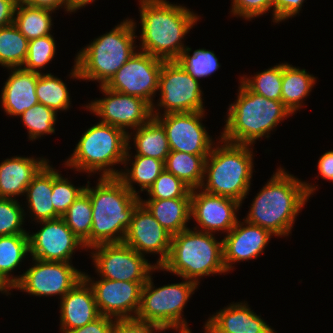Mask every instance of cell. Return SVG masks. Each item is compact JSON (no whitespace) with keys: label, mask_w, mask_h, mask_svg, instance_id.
I'll use <instances>...</instances> for the list:
<instances>
[{"label":"cell","mask_w":333,"mask_h":333,"mask_svg":"<svg viewBox=\"0 0 333 333\" xmlns=\"http://www.w3.org/2000/svg\"><path fill=\"white\" fill-rule=\"evenodd\" d=\"M147 200L191 198V188L172 173L164 170L146 191Z\"/></svg>","instance_id":"obj_40"},{"label":"cell","mask_w":333,"mask_h":333,"mask_svg":"<svg viewBox=\"0 0 333 333\" xmlns=\"http://www.w3.org/2000/svg\"><path fill=\"white\" fill-rule=\"evenodd\" d=\"M29 40L12 23L0 28V65L22 67L28 54Z\"/></svg>","instance_id":"obj_33"},{"label":"cell","mask_w":333,"mask_h":333,"mask_svg":"<svg viewBox=\"0 0 333 333\" xmlns=\"http://www.w3.org/2000/svg\"><path fill=\"white\" fill-rule=\"evenodd\" d=\"M52 13L50 9L17 4L13 24L28 40L48 36L52 33Z\"/></svg>","instance_id":"obj_32"},{"label":"cell","mask_w":333,"mask_h":333,"mask_svg":"<svg viewBox=\"0 0 333 333\" xmlns=\"http://www.w3.org/2000/svg\"><path fill=\"white\" fill-rule=\"evenodd\" d=\"M17 4H26L34 7L50 9L52 11L64 8V10L71 14L69 0H16Z\"/></svg>","instance_id":"obj_47"},{"label":"cell","mask_w":333,"mask_h":333,"mask_svg":"<svg viewBox=\"0 0 333 333\" xmlns=\"http://www.w3.org/2000/svg\"><path fill=\"white\" fill-rule=\"evenodd\" d=\"M215 234L185 229L172 236L168 259L158 270L200 284V278L226 273L223 262V240Z\"/></svg>","instance_id":"obj_7"},{"label":"cell","mask_w":333,"mask_h":333,"mask_svg":"<svg viewBox=\"0 0 333 333\" xmlns=\"http://www.w3.org/2000/svg\"><path fill=\"white\" fill-rule=\"evenodd\" d=\"M130 145L131 144L128 143L123 163V168L125 169H121L118 178L129 191L140 197L139 192L147 191L158 176L165 170V166L164 161L152 157L141 155L132 156V152L129 151L132 148ZM131 157H133L134 160ZM130 160H132L131 165L129 163ZM128 164L130 165V168H128ZM133 183H136L137 185L139 184L138 186L141 187L139 191L136 190Z\"/></svg>","instance_id":"obj_28"},{"label":"cell","mask_w":333,"mask_h":333,"mask_svg":"<svg viewBox=\"0 0 333 333\" xmlns=\"http://www.w3.org/2000/svg\"><path fill=\"white\" fill-rule=\"evenodd\" d=\"M204 328L206 333H277L245 301L232 302L212 314Z\"/></svg>","instance_id":"obj_21"},{"label":"cell","mask_w":333,"mask_h":333,"mask_svg":"<svg viewBox=\"0 0 333 333\" xmlns=\"http://www.w3.org/2000/svg\"><path fill=\"white\" fill-rule=\"evenodd\" d=\"M316 189L315 185L301 181L280 166L256 194L244 219L274 236H288L296 216Z\"/></svg>","instance_id":"obj_1"},{"label":"cell","mask_w":333,"mask_h":333,"mask_svg":"<svg viewBox=\"0 0 333 333\" xmlns=\"http://www.w3.org/2000/svg\"><path fill=\"white\" fill-rule=\"evenodd\" d=\"M217 143L206 158L200 189L243 203L251 188L254 146L233 144L220 138Z\"/></svg>","instance_id":"obj_6"},{"label":"cell","mask_w":333,"mask_h":333,"mask_svg":"<svg viewBox=\"0 0 333 333\" xmlns=\"http://www.w3.org/2000/svg\"><path fill=\"white\" fill-rule=\"evenodd\" d=\"M33 265L12 288L33 296H60L61 299L80 280L83 273L72 262L42 261L32 258Z\"/></svg>","instance_id":"obj_12"},{"label":"cell","mask_w":333,"mask_h":333,"mask_svg":"<svg viewBox=\"0 0 333 333\" xmlns=\"http://www.w3.org/2000/svg\"><path fill=\"white\" fill-rule=\"evenodd\" d=\"M240 81L252 92L265 98L281 101L282 63L274 65L252 77L241 76Z\"/></svg>","instance_id":"obj_36"},{"label":"cell","mask_w":333,"mask_h":333,"mask_svg":"<svg viewBox=\"0 0 333 333\" xmlns=\"http://www.w3.org/2000/svg\"><path fill=\"white\" fill-rule=\"evenodd\" d=\"M84 191L91 199L93 212L90 248L122 243L140 197L129 191L118 177H100L92 188L88 181Z\"/></svg>","instance_id":"obj_3"},{"label":"cell","mask_w":333,"mask_h":333,"mask_svg":"<svg viewBox=\"0 0 333 333\" xmlns=\"http://www.w3.org/2000/svg\"><path fill=\"white\" fill-rule=\"evenodd\" d=\"M114 318L100 315L94 321L65 333H112Z\"/></svg>","instance_id":"obj_46"},{"label":"cell","mask_w":333,"mask_h":333,"mask_svg":"<svg viewBox=\"0 0 333 333\" xmlns=\"http://www.w3.org/2000/svg\"><path fill=\"white\" fill-rule=\"evenodd\" d=\"M90 249L95 272L100 278L147 282L152 272L159 271L156 265H152L145 258V255L139 254L123 242L100 244Z\"/></svg>","instance_id":"obj_11"},{"label":"cell","mask_w":333,"mask_h":333,"mask_svg":"<svg viewBox=\"0 0 333 333\" xmlns=\"http://www.w3.org/2000/svg\"><path fill=\"white\" fill-rule=\"evenodd\" d=\"M165 330L159 326L148 324L137 318L114 319L112 333H156Z\"/></svg>","instance_id":"obj_44"},{"label":"cell","mask_w":333,"mask_h":333,"mask_svg":"<svg viewBox=\"0 0 333 333\" xmlns=\"http://www.w3.org/2000/svg\"><path fill=\"white\" fill-rule=\"evenodd\" d=\"M178 333H192L191 331L178 332Z\"/></svg>","instance_id":"obj_51"},{"label":"cell","mask_w":333,"mask_h":333,"mask_svg":"<svg viewBox=\"0 0 333 333\" xmlns=\"http://www.w3.org/2000/svg\"><path fill=\"white\" fill-rule=\"evenodd\" d=\"M39 223L42 226L40 230L32 234L28 232L31 258L42 261L72 262L71 258L76 250L86 249L62 217Z\"/></svg>","instance_id":"obj_17"},{"label":"cell","mask_w":333,"mask_h":333,"mask_svg":"<svg viewBox=\"0 0 333 333\" xmlns=\"http://www.w3.org/2000/svg\"><path fill=\"white\" fill-rule=\"evenodd\" d=\"M29 255L28 234L0 236V293L10 295L12 288L20 281L22 275L12 272ZM8 294V295H7Z\"/></svg>","instance_id":"obj_26"},{"label":"cell","mask_w":333,"mask_h":333,"mask_svg":"<svg viewBox=\"0 0 333 333\" xmlns=\"http://www.w3.org/2000/svg\"><path fill=\"white\" fill-rule=\"evenodd\" d=\"M92 204L89 195L84 191L62 216L70 230L90 250L92 227Z\"/></svg>","instance_id":"obj_34"},{"label":"cell","mask_w":333,"mask_h":333,"mask_svg":"<svg viewBox=\"0 0 333 333\" xmlns=\"http://www.w3.org/2000/svg\"><path fill=\"white\" fill-rule=\"evenodd\" d=\"M16 0H0V28L13 23Z\"/></svg>","instance_id":"obj_49"},{"label":"cell","mask_w":333,"mask_h":333,"mask_svg":"<svg viewBox=\"0 0 333 333\" xmlns=\"http://www.w3.org/2000/svg\"><path fill=\"white\" fill-rule=\"evenodd\" d=\"M136 24L133 19L126 18L82 48L75 56L69 77L97 81L99 86H105L138 50L134 43Z\"/></svg>","instance_id":"obj_4"},{"label":"cell","mask_w":333,"mask_h":333,"mask_svg":"<svg viewBox=\"0 0 333 333\" xmlns=\"http://www.w3.org/2000/svg\"><path fill=\"white\" fill-rule=\"evenodd\" d=\"M140 203L172 236L188 229L191 219V198L146 200L140 197Z\"/></svg>","instance_id":"obj_27"},{"label":"cell","mask_w":333,"mask_h":333,"mask_svg":"<svg viewBox=\"0 0 333 333\" xmlns=\"http://www.w3.org/2000/svg\"><path fill=\"white\" fill-rule=\"evenodd\" d=\"M237 99L229 104L224 129L219 136L233 144L253 145L256 140L269 138L281 121L292 116L282 103L250 91L241 81Z\"/></svg>","instance_id":"obj_5"},{"label":"cell","mask_w":333,"mask_h":333,"mask_svg":"<svg viewBox=\"0 0 333 333\" xmlns=\"http://www.w3.org/2000/svg\"><path fill=\"white\" fill-rule=\"evenodd\" d=\"M151 275L152 273L142 287L141 303L136 318L159 326L165 331L168 329L177 332L192 331L183 317V310L199 285L183 278L184 281L180 283L155 288Z\"/></svg>","instance_id":"obj_9"},{"label":"cell","mask_w":333,"mask_h":333,"mask_svg":"<svg viewBox=\"0 0 333 333\" xmlns=\"http://www.w3.org/2000/svg\"><path fill=\"white\" fill-rule=\"evenodd\" d=\"M49 161L35 157L14 156L0 163V198L23 196L34 176Z\"/></svg>","instance_id":"obj_24"},{"label":"cell","mask_w":333,"mask_h":333,"mask_svg":"<svg viewBox=\"0 0 333 333\" xmlns=\"http://www.w3.org/2000/svg\"><path fill=\"white\" fill-rule=\"evenodd\" d=\"M172 235L140 203L133 212L123 243L142 255L159 254L155 265H161L168 259Z\"/></svg>","instance_id":"obj_19"},{"label":"cell","mask_w":333,"mask_h":333,"mask_svg":"<svg viewBox=\"0 0 333 333\" xmlns=\"http://www.w3.org/2000/svg\"><path fill=\"white\" fill-rule=\"evenodd\" d=\"M57 112L47 106L38 103L24 111L19 117L28 129V138L31 141L41 139L46 134L55 133Z\"/></svg>","instance_id":"obj_37"},{"label":"cell","mask_w":333,"mask_h":333,"mask_svg":"<svg viewBox=\"0 0 333 333\" xmlns=\"http://www.w3.org/2000/svg\"><path fill=\"white\" fill-rule=\"evenodd\" d=\"M231 13L234 17L252 20L273 9L274 0H231Z\"/></svg>","instance_id":"obj_43"},{"label":"cell","mask_w":333,"mask_h":333,"mask_svg":"<svg viewBox=\"0 0 333 333\" xmlns=\"http://www.w3.org/2000/svg\"><path fill=\"white\" fill-rule=\"evenodd\" d=\"M127 148L128 134L124 130L99 121L86 129L64 165L86 172L88 177L99 172L100 177H118L121 171L114 165H123Z\"/></svg>","instance_id":"obj_8"},{"label":"cell","mask_w":333,"mask_h":333,"mask_svg":"<svg viewBox=\"0 0 333 333\" xmlns=\"http://www.w3.org/2000/svg\"><path fill=\"white\" fill-rule=\"evenodd\" d=\"M18 199L0 198V236L28 234L24 230L26 212Z\"/></svg>","instance_id":"obj_41"},{"label":"cell","mask_w":333,"mask_h":333,"mask_svg":"<svg viewBox=\"0 0 333 333\" xmlns=\"http://www.w3.org/2000/svg\"><path fill=\"white\" fill-rule=\"evenodd\" d=\"M52 34L29 40L28 54L22 68L42 74L56 54L57 46ZM40 69V70H39Z\"/></svg>","instance_id":"obj_39"},{"label":"cell","mask_w":333,"mask_h":333,"mask_svg":"<svg viewBox=\"0 0 333 333\" xmlns=\"http://www.w3.org/2000/svg\"><path fill=\"white\" fill-rule=\"evenodd\" d=\"M48 161L27 186L24 196L27 200L29 217L38 223L61 216L55 211L52 201L53 166Z\"/></svg>","instance_id":"obj_25"},{"label":"cell","mask_w":333,"mask_h":333,"mask_svg":"<svg viewBox=\"0 0 333 333\" xmlns=\"http://www.w3.org/2000/svg\"><path fill=\"white\" fill-rule=\"evenodd\" d=\"M163 62L148 53L136 51L117 70L105 87L126 95L140 97L153 106Z\"/></svg>","instance_id":"obj_13"},{"label":"cell","mask_w":333,"mask_h":333,"mask_svg":"<svg viewBox=\"0 0 333 333\" xmlns=\"http://www.w3.org/2000/svg\"><path fill=\"white\" fill-rule=\"evenodd\" d=\"M83 278L91 286L100 315L114 319L136 318L141 291L146 282L115 281L105 278L93 279L87 273Z\"/></svg>","instance_id":"obj_16"},{"label":"cell","mask_w":333,"mask_h":333,"mask_svg":"<svg viewBox=\"0 0 333 333\" xmlns=\"http://www.w3.org/2000/svg\"><path fill=\"white\" fill-rule=\"evenodd\" d=\"M191 51V48H185L177 61L196 80L209 77L221 67L214 51L199 48L190 55Z\"/></svg>","instance_id":"obj_38"},{"label":"cell","mask_w":333,"mask_h":333,"mask_svg":"<svg viewBox=\"0 0 333 333\" xmlns=\"http://www.w3.org/2000/svg\"><path fill=\"white\" fill-rule=\"evenodd\" d=\"M206 111L153 115L164 127L170 151L209 155L215 141L202 125Z\"/></svg>","instance_id":"obj_15"},{"label":"cell","mask_w":333,"mask_h":333,"mask_svg":"<svg viewBox=\"0 0 333 333\" xmlns=\"http://www.w3.org/2000/svg\"><path fill=\"white\" fill-rule=\"evenodd\" d=\"M317 169L323 180L333 183V150L325 152L318 160Z\"/></svg>","instance_id":"obj_48"},{"label":"cell","mask_w":333,"mask_h":333,"mask_svg":"<svg viewBox=\"0 0 333 333\" xmlns=\"http://www.w3.org/2000/svg\"><path fill=\"white\" fill-rule=\"evenodd\" d=\"M207 157L208 155L170 151L164 162L165 170L181 179L191 189L200 188L204 179Z\"/></svg>","instance_id":"obj_31"},{"label":"cell","mask_w":333,"mask_h":333,"mask_svg":"<svg viewBox=\"0 0 333 333\" xmlns=\"http://www.w3.org/2000/svg\"><path fill=\"white\" fill-rule=\"evenodd\" d=\"M95 0H69L71 13H75L80 8L85 7L87 4L93 3Z\"/></svg>","instance_id":"obj_50"},{"label":"cell","mask_w":333,"mask_h":333,"mask_svg":"<svg viewBox=\"0 0 333 333\" xmlns=\"http://www.w3.org/2000/svg\"><path fill=\"white\" fill-rule=\"evenodd\" d=\"M35 91L38 102L55 110L57 113L67 111L71 106L66 83L61 78L52 75V73L39 74Z\"/></svg>","instance_id":"obj_35"},{"label":"cell","mask_w":333,"mask_h":333,"mask_svg":"<svg viewBox=\"0 0 333 333\" xmlns=\"http://www.w3.org/2000/svg\"><path fill=\"white\" fill-rule=\"evenodd\" d=\"M105 97L88 103L85 108L101 119L100 122L118 127L127 134L128 129H137L152 117V106L144 99L126 95L99 86Z\"/></svg>","instance_id":"obj_14"},{"label":"cell","mask_w":333,"mask_h":333,"mask_svg":"<svg viewBox=\"0 0 333 333\" xmlns=\"http://www.w3.org/2000/svg\"><path fill=\"white\" fill-rule=\"evenodd\" d=\"M61 333L83 327L100 316L93 290L83 278L60 299Z\"/></svg>","instance_id":"obj_22"},{"label":"cell","mask_w":333,"mask_h":333,"mask_svg":"<svg viewBox=\"0 0 333 333\" xmlns=\"http://www.w3.org/2000/svg\"><path fill=\"white\" fill-rule=\"evenodd\" d=\"M131 138L134 141L135 155L152 157L165 162L170 153L164 127L154 117L144 125L134 129L133 132L128 133V143H130Z\"/></svg>","instance_id":"obj_30"},{"label":"cell","mask_w":333,"mask_h":333,"mask_svg":"<svg viewBox=\"0 0 333 333\" xmlns=\"http://www.w3.org/2000/svg\"><path fill=\"white\" fill-rule=\"evenodd\" d=\"M158 92L160 98L152 106V115L205 111L200 82L193 78L178 61H164Z\"/></svg>","instance_id":"obj_10"},{"label":"cell","mask_w":333,"mask_h":333,"mask_svg":"<svg viewBox=\"0 0 333 333\" xmlns=\"http://www.w3.org/2000/svg\"><path fill=\"white\" fill-rule=\"evenodd\" d=\"M241 205L230 197L213 195L200 188L191 189V219L198 224L194 229L212 234L217 231L228 234L239 220L237 211Z\"/></svg>","instance_id":"obj_18"},{"label":"cell","mask_w":333,"mask_h":333,"mask_svg":"<svg viewBox=\"0 0 333 333\" xmlns=\"http://www.w3.org/2000/svg\"><path fill=\"white\" fill-rule=\"evenodd\" d=\"M85 186H74L53 167L52 201L55 211L62 217L73 202L84 192Z\"/></svg>","instance_id":"obj_42"},{"label":"cell","mask_w":333,"mask_h":333,"mask_svg":"<svg viewBox=\"0 0 333 333\" xmlns=\"http://www.w3.org/2000/svg\"><path fill=\"white\" fill-rule=\"evenodd\" d=\"M139 12L141 44L137 47L163 61H177L184 45V37L200 16L183 5L166 0H140Z\"/></svg>","instance_id":"obj_2"},{"label":"cell","mask_w":333,"mask_h":333,"mask_svg":"<svg viewBox=\"0 0 333 333\" xmlns=\"http://www.w3.org/2000/svg\"><path fill=\"white\" fill-rule=\"evenodd\" d=\"M305 0H274L272 10V21L280 23L300 13Z\"/></svg>","instance_id":"obj_45"},{"label":"cell","mask_w":333,"mask_h":333,"mask_svg":"<svg viewBox=\"0 0 333 333\" xmlns=\"http://www.w3.org/2000/svg\"><path fill=\"white\" fill-rule=\"evenodd\" d=\"M238 220L234 228L223 240V262L227 274L233 270L236 262L257 259L265 251L273 234L260 226ZM272 236V237H271Z\"/></svg>","instance_id":"obj_20"},{"label":"cell","mask_w":333,"mask_h":333,"mask_svg":"<svg viewBox=\"0 0 333 333\" xmlns=\"http://www.w3.org/2000/svg\"><path fill=\"white\" fill-rule=\"evenodd\" d=\"M9 70V77L1 90L0 102L7 115L16 117L39 103L35 91L39 73L22 67Z\"/></svg>","instance_id":"obj_23"},{"label":"cell","mask_w":333,"mask_h":333,"mask_svg":"<svg viewBox=\"0 0 333 333\" xmlns=\"http://www.w3.org/2000/svg\"><path fill=\"white\" fill-rule=\"evenodd\" d=\"M314 84L316 77L306 69L282 63L281 101L292 114L303 107L304 98L309 96Z\"/></svg>","instance_id":"obj_29"}]
</instances>
